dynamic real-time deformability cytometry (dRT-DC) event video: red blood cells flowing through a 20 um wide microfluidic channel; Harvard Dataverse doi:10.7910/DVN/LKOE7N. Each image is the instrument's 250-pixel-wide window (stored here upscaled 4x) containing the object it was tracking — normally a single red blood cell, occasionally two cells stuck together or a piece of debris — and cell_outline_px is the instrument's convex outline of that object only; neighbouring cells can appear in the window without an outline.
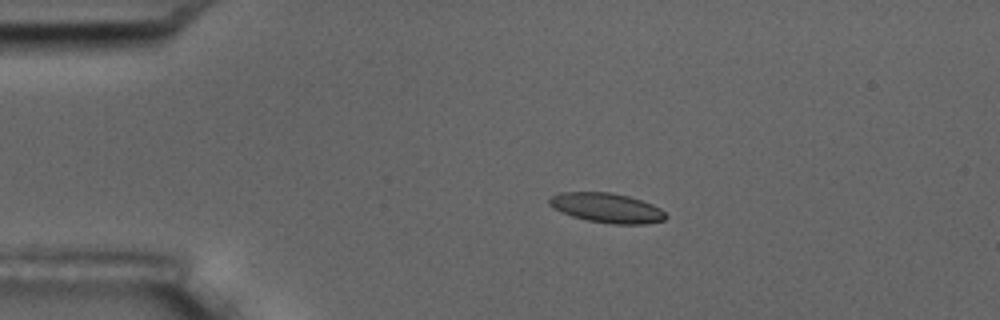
{"species": "common noctule bat (a hibernating species)", "species_latin": "Nyctalus noctula", "temperature_condition": "room temperature", "stored_images_in_passage": 16, "camera_frame_rate_fps": 3000, "um_per_image_px": 0.085, "animal": {"sex": "male", "body_mass_g": 17.5, "forearm_length_mm": 52.3}, "frame": {"image": 1, "passage_image": 3, "time_ms": 2.333, "image_size_px": [1000, 320], "cell_outline_px": [[668, 216], [664, 220], [644, 224], [612, 224], [588, 220], [572, 216], [560, 212], [552, 208], [548, 204], [548, 200], [552, 196], [560, 192], [608, 192], [628, 196], [652, 204], [660, 208]], "centroid_in_image_um": [51.55, 17.67], "position_along_channel_um": 33.4, "area_um2": 20.11}}
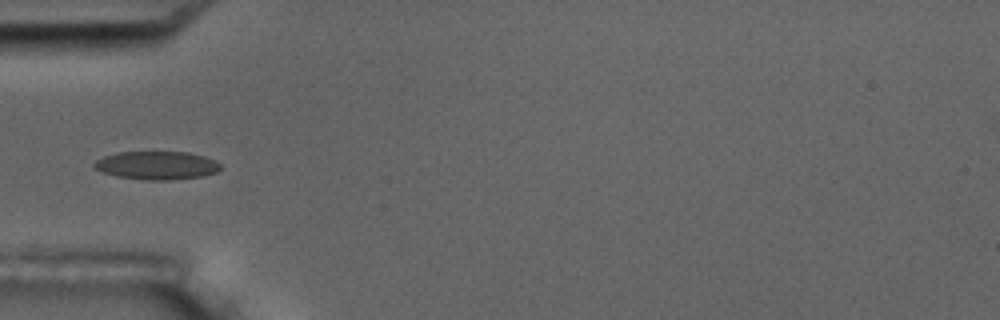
{"frame": {"image": 2, "passage_image": 5, "time_ms": 4.667, "image_size_px": [1000, 320], "cell_outline_px": [[220, 168], [216, 172], [204, 176], [168, 180], [140, 180], [116, 176], [92, 168], [92, 164], [96, 160], [104, 156], [116, 152], [188, 152], [204, 156], [216, 160], [220, 164]], "centroid_in_image_um": [13.3, 14.06], "position_along_channel_um": 71.7, "area_um2": 20.98}}
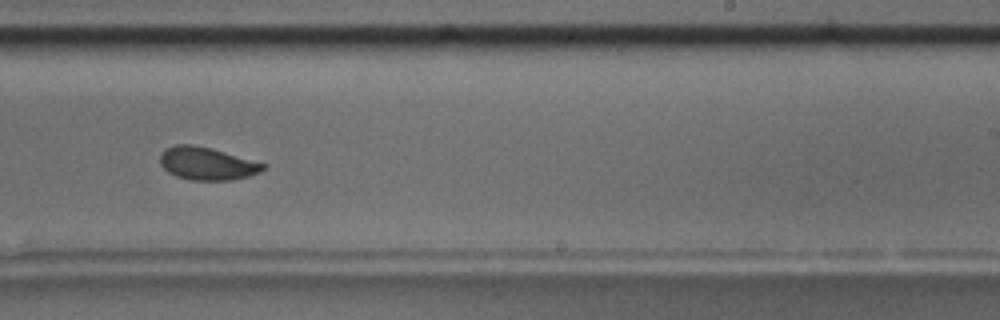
{"frame": {"image": 3, "passage_image": 10, "time_ms": 10.333, "image_size_px": [1000, 320], "cell_outline_px": [[268, 164], [260, 172], [248, 176], [232, 180], [192, 180], [176, 176], [168, 172], [160, 164], [160, 152], [164, 148], [176, 144], [192, 144], [212, 148]], "centroid_in_image_um": [17.58, 13.89], "position_along_channel_um": 271.4, "area_um2": 19.88}, "authors_computed_cell_mechanics": {"area_um2": 19.941, "velocity_mm_per_s": 3.5365, "shape_relaxation_time_tau1_ms": 4.2329, "shape_relaxation_time_tau2_ms": 1.7015, "deformation_change_tau1": 0.1166, "deformation_change_tau2": 0.0647}}